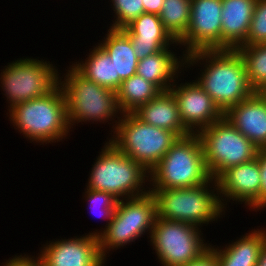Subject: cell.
Instances as JSON below:
<instances>
[{"mask_svg": "<svg viewBox=\"0 0 266 266\" xmlns=\"http://www.w3.org/2000/svg\"><path fill=\"white\" fill-rule=\"evenodd\" d=\"M200 60H206L207 64H203L205 69L200 70L202 75L196 81L223 113L254 92L237 49L200 50L185 55V64L189 67Z\"/></svg>", "mask_w": 266, "mask_h": 266, "instance_id": "1", "label": "cell"}, {"mask_svg": "<svg viewBox=\"0 0 266 266\" xmlns=\"http://www.w3.org/2000/svg\"><path fill=\"white\" fill-rule=\"evenodd\" d=\"M9 119L24 137L44 145L69 133L65 95L60 85L42 97L13 105Z\"/></svg>", "mask_w": 266, "mask_h": 266, "instance_id": "2", "label": "cell"}, {"mask_svg": "<svg viewBox=\"0 0 266 266\" xmlns=\"http://www.w3.org/2000/svg\"><path fill=\"white\" fill-rule=\"evenodd\" d=\"M151 189L189 188L212 182L197 134L178 138L149 172Z\"/></svg>", "mask_w": 266, "mask_h": 266, "instance_id": "3", "label": "cell"}, {"mask_svg": "<svg viewBox=\"0 0 266 266\" xmlns=\"http://www.w3.org/2000/svg\"><path fill=\"white\" fill-rule=\"evenodd\" d=\"M210 183L214 184V189H211ZM148 188L155 197L158 218L200 227L202 224L218 221V217H221L220 215L225 211L219 199L215 179L189 188L152 190Z\"/></svg>", "mask_w": 266, "mask_h": 266, "instance_id": "4", "label": "cell"}, {"mask_svg": "<svg viewBox=\"0 0 266 266\" xmlns=\"http://www.w3.org/2000/svg\"><path fill=\"white\" fill-rule=\"evenodd\" d=\"M101 150L91 169L86 189L110 193L118 200L138 197L150 191L144 187L150 175L141 164L119 151L110 141Z\"/></svg>", "mask_w": 266, "mask_h": 266, "instance_id": "5", "label": "cell"}, {"mask_svg": "<svg viewBox=\"0 0 266 266\" xmlns=\"http://www.w3.org/2000/svg\"><path fill=\"white\" fill-rule=\"evenodd\" d=\"M123 116V117H122ZM109 141L150 172L179 138L174 132L146 124L133 113L121 114Z\"/></svg>", "mask_w": 266, "mask_h": 266, "instance_id": "6", "label": "cell"}, {"mask_svg": "<svg viewBox=\"0 0 266 266\" xmlns=\"http://www.w3.org/2000/svg\"><path fill=\"white\" fill-rule=\"evenodd\" d=\"M69 69L64 81L59 78V85L65 95L70 129L76 122L104 123L121 118L116 116L120 109L115 91L87 80L72 65Z\"/></svg>", "mask_w": 266, "mask_h": 266, "instance_id": "7", "label": "cell"}, {"mask_svg": "<svg viewBox=\"0 0 266 266\" xmlns=\"http://www.w3.org/2000/svg\"><path fill=\"white\" fill-rule=\"evenodd\" d=\"M119 200L111 221L106 229L90 234L98 237L101 255L106 258L107 251L123 247L144 235L152 234L157 217L156 201L153 194L148 193ZM106 252V253H105Z\"/></svg>", "mask_w": 266, "mask_h": 266, "instance_id": "8", "label": "cell"}, {"mask_svg": "<svg viewBox=\"0 0 266 266\" xmlns=\"http://www.w3.org/2000/svg\"><path fill=\"white\" fill-rule=\"evenodd\" d=\"M197 135L212 179H216L226 169L250 162L257 156L259 148L224 116Z\"/></svg>", "mask_w": 266, "mask_h": 266, "instance_id": "9", "label": "cell"}, {"mask_svg": "<svg viewBox=\"0 0 266 266\" xmlns=\"http://www.w3.org/2000/svg\"><path fill=\"white\" fill-rule=\"evenodd\" d=\"M199 229L191 224L156 217L150 242L159 262L163 266H184L198 259L210 246L203 242Z\"/></svg>", "mask_w": 266, "mask_h": 266, "instance_id": "10", "label": "cell"}, {"mask_svg": "<svg viewBox=\"0 0 266 266\" xmlns=\"http://www.w3.org/2000/svg\"><path fill=\"white\" fill-rule=\"evenodd\" d=\"M46 61L23 58L5 66L1 72V87L11 108L21 102L42 97L59 85L56 68Z\"/></svg>", "mask_w": 266, "mask_h": 266, "instance_id": "11", "label": "cell"}, {"mask_svg": "<svg viewBox=\"0 0 266 266\" xmlns=\"http://www.w3.org/2000/svg\"><path fill=\"white\" fill-rule=\"evenodd\" d=\"M222 0H191V18L187 32L178 40L186 48L184 55L200 50L221 49Z\"/></svg>", "mask_w": 266, "mask_h": 266, "instance_id": "12", "label": "cell"}, {"mask_svg": "<svg viewBox=\"0 0 266 266\" xmlns=\"http://www.w3.org/2000/svg\"><path fill=\"white\" fill-rule=\"evenodd\" d=\"M190 83L173 84L170 91L173 93L184 127L191 134H198L215 121L224 116V113L214 103L210 95L196 80Z\"/></svg>", "mask_w": 266, "mask_h": 266, "instance_id": "13", "label": "cell"}, {"mask_svg": "<svg viewBox=\"0 0 266 266\" xmlns=\"http://www.w3.org/2000/svg\"><path fill=\"white\" fill-rule=\"evenodd\" d=\"M42 249L38 255L42 266H104L106 260L101 255L98 237L90 233L50 241Z\"/></svg>", "mask_w": 266, "mask_h": 266, "instance_id": "14", "label": "cell"}, {"mask_svg": "<svg viewBox=\"0 0 266 266\" xmlns=\"http://www.w3.org/2000/svg\"><path fill=\"white\" fill-rule=\"evenodd\" d=\"M215 180L223 208L226 209V204L222 201H226L227 198V201L230 199L245 202L244 204L251 209L260 210L261 176L260 165L256 158L226 169Z\"/></svg>", "mask_w": 266, "mask_h": 266, "instance_id": "15", "label": "cell"}, {"mask_svg": "<svg viewBox=\"0 0 266 266\" xmlns=\"http://www.w3.org/2000/svg\"><path fill=\"white\" fill-rule=\"evenodd\" d=\"M224 117L257 148L266 147V102L257 92L230 107Z\"/></svg>", "mask_w": 266, "mask_h": 266, "instance_id": "16", "label": "cell"}, {"mask_svg": "<svg viewBox=\"0 0 266 266\" xmlns=\"http://www.w3.org/2000/svg\"><path fill=\"white\" fill-rule=\"evenodd\" d=\"M123 31L132 40V47L138 59L178 45L171 34L164 28L159 15L143 13Z\"/></svg>", "mask_w": 266, "mask_h": 266, "instance_id": "17", "label": "cell"}, {"mask_svg": "<svg viewBox=\"0 0 266 266\" xmlns=\"http://www.w3.org/2000/svg\"><path fill=\"white\" fill-rule=\"evenodd\" d=\"M257 0H222L221 49H237L247 38Z\"/></svg>", "mask_w": 266, "mask_h": 266, "instance_id": "18", "label": "cell"}, {"mask_svg": "<svg viewBox=\"0 0 266 266\" xmlns=\"http://www.w3.org/2000/svg\"><path fill=\"white\" fill-rule=\"evenodd\" d=\"M133 114L146 124L174 132L179 138L191 134L182 123L178 103L170 90L160 92Z\"/></svg>", "mask_w": 266, "mask_h": 266, "instance_id": "19", "label": "cell"}, {"mask_svg": "<svg viewBox=\"0 0 266 266\" xmlns=\"http://www.w3.org/2000/svg\"><path fill=\"white\" fill-rule=\"evenodd\" d=\"M168 49L139 59L136 69V74L153 83L161 92L170 90L172 85L176 83L175 78H178V73H181L179 69L186 65L185 56L179 59L174 52Z\"/></svg>", "mask_w": 266, "mask_h": 266, "instance_id": "20", "label": "cell"}, {"mask_svg": "<svg viewBox=\"0 0 266 266\" xmlns=\"http://www.w3.org/2000/svg\"><path fill=\"white\" fill-rule=\"evenodd\" d=\"M266 230L254 229L243 238L232 242L223 249L210 245L215 253L218 266H256L260 251L266 242Z\"/></svg>", "mask_w": 266, "mask_h": 266, "instance_id": "21", "label": "cell"}, {"mask_svg": "<svg viewBox=\"0 0 266 266\" xmlns=\"http://www.w3.org/2000/svg\"><path fill=\"white\" fill-rule=\"evenodd\" d=\"M106 38L99 45L109 54L115 68V77L123 81L136 74L138 58L132 40L123 30L109 28Z\"/></svg>", "mask_w": 266, "mask_h": 266, "instance_id": "22", "label": "cell"}, {"mask_svg": "<svg viewBox=\"0 0 266 266\" xmlns=\"http://www.w3.org/2000/svg\"><path fill=\"white\" fill-rule=\"evenodd\" d=\"M88 56L84 63L76 62L72 66L87 80L116 92L122 80L115 77L114 64L109 54L98 44Z\"/></svg>", "mask_w": 266, "mask_h": 266, "instance_id": "23", "label": "cell"}, {"mask_svg": "<svg viewBox=\"0 0 266 266\" xmlns=\"http://www.w3.org/2000/svg\"><path fill=\"white\" fill-rule=\"evenodd\" d=\"M161 91L151 82L134 74L122 81L116 91L120 114L133 113L140 106L155 98Z\"/></svg>", "mask_w": 266, "mask_h": 266, "instance_id": "24", "label": "cell"}, {"mask_svg": "<svg viewBox=\"0 0 266 266\" xmlns=\"http://www.w3.org/2000/svg\"><path fill=\"white\" fill-rule=\"evenodd\" d=\"M159 18L164 28L178 41L189 27L191 0H164Z\"/></svg>", "mask_w": 266, "mask_h": 266, "instance_id": "25", "label": "cell"}, {"mask_svg": "<svg viewBox=\"0 0 266 266\" xmlns=\"http://www.w3.org/2000/svg\"><path fill=\"white\" fill-rule=\"evenodd\" d=\"M237 50L244 60L251 89L259 91L266 85V44L241 45Z\"/></svg>", "mask_w": 266, "mask_h": 266, "instance_id": "26", "label": "cell"}, {"mask_svg": "<svg viewBox=\"0 0 266 266\" xmlns=\"http://www.w3.org/2000/svg\"><path fill=\"white\" fill-rule=\"evenodd\" d=\"M115 22L110 28L123 30L144 13L142 0H111Z\"/></svg>", "mask_w": 266, "mask_h": 266, "instance_id": "27", "label": "cell"}, {"mask_svg": "<svg viewBox=\"0 0 266 266\" xmlns=\"http://www.w3.org/2000/svg\"><path fill=\"white\" fill-rule=\"evenodd\" d=\"M266 44V0H257L246 41L242 45Z\"/></svg>", "mask_w": 266, "mask_h": 266, "instance_id": "28", "label": "cell"}, {"mask_svg": "<svg viewBox=\"0 0 266 266\" xmlns=\"http://www.w3.org/2000/svg\"><path fill=\"white\" fill-rule=\"evenodd\" d=\"M86 200L89 203L91 212L93 211L94 214L96 215L97 213H101L99 215L103 216L105 219L107 218L108 222L105 226V229L108 225V223L111 221L114 210L116 209L117 203H118V199L115 198L112 194L104 192V191H95L92 189H87L86 192ZM99 212H95V210L97 209ZM100 206V207H99ZM96 208V209H95ZM97 214V215H98Z\"/></svg>", "mask_w": 266, "mask_h": 266, "instance_id": "29", "label": "cell"}, {"mask_svg": "<svg viewBox=\"0 0 266 266\" xmlns=\"http://www.w3.org/2000/svg\"><path fill=\"white\" fill-rule=\"evenodd\" d=\"M256 159L260 165V210L266 207V147L259 148Z\"/></svg>", "mask_w": 266, "mask_h": 266, "instance_id": "30", "label": "cell"}, {"mask_svg": "<svg viewBox=\"0 0 266 266\" xmlns=\"http://www.w3.org/2000/svg\"><path fill=\"white\" fill-rule=\"evenodd\" d=\"M3 266H42L39 257H36V260L33 258V256L29 257L26 254L24 256L22 255H16L13 258H9L8 261H6Z\"/></svg>", "mask_w": 266, "mask_h": 266, "instance_id": "31", "label": "cell"}, {"mask_svg": "<svg viewBox=\"0 0 266 266\" xmlns=\"http://www.w3.org/2000/svg\"><path fill=\"white\" fill-rule=\"evenodd\" d=\"M184 266H218V261L215 253L209 248L198 259L193 260Z\"/></svg>", "mask_w": 266, "mask_h": 266, "instance_id": "32", "label": "cell"}, {"mask_svg": "<svg viewBox=\"0 0 266 266\" xmlns=\"http://www.w3.org/2000/svg\"><path fill=\"white\" fill-rule=\"evenodd\" d=\"M164 0H142L144 13L160 14Z\"/></svg>", "mask_w": 266, "mask_h": 266, "instance_id": "33", "label": "cell"}, {"mask_svg": "<svg viewBox=\"0 0 266 266\" xmlns=\"http://www.w3.org/2000/svg\"><path fill=\"white\" fill-rule=\"evenodd\" d=\"M256 266H266V242L263 245Z\"/></svg>", "mask_w": 266, "mask_h": 266, "instance_id": "34", "label": "cell"}, {"mask_svg": "<svg viewBox=\"0 0 266 266\" xmlns=\"http://www.w3.org/2000/svg\"><path fill=\"white\" fill-rule=\"evenodd\" d=\"M257 93L263 98V100L266 102V85L263 86Z\"/></svg>", "mask_w": 266, "mask_h": 266, "instance_id": "35", "label": "cell"}]
</instances>
